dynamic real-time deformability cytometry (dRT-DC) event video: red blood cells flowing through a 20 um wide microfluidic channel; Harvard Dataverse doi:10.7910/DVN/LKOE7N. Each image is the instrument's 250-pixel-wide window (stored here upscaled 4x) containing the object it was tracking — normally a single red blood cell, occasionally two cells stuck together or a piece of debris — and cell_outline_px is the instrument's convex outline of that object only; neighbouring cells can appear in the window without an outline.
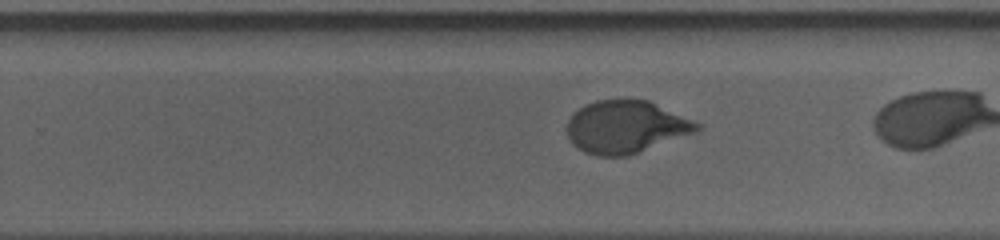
{"species": "human", "species_latin": "Homo sapiens", "temperature_condition": "cold", "stored_images_in_passage": 30, "camera_frame_rate_fps": 3000, "um_per_image_px": 0.085, "donor": {"sex": "male"}, "frame": {"image": 1, "passage_image": 22, "time_ms": 7.0, "image_size_px": [1000, 240], "cell_outline_px": [[704, 128], [700, 132], [628, 156], [596, 156], [584, 152], [572, 144], [568, 140], [564, 128], [572, 112], [584, 104], [596, 100], [648, 100], [704, 124]], "centroid_in_image_um": [53.22, 10.8], "position_along_channel_um": 276.6, "area_um2": 40.86}}